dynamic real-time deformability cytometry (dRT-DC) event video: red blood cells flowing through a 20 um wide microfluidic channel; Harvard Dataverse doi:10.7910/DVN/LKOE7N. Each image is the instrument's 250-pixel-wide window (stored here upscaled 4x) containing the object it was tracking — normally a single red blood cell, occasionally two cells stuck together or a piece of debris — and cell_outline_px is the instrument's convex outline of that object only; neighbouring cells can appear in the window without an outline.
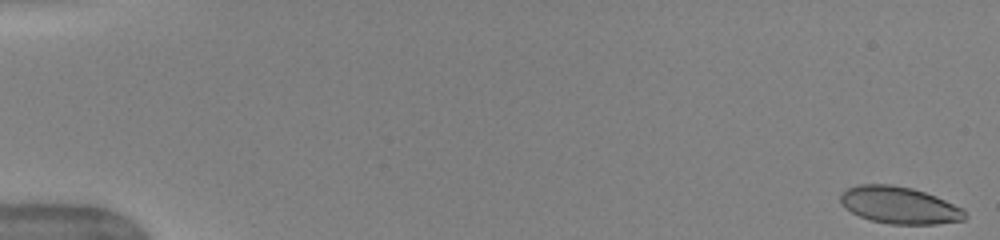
{"species": "human", "species_latin": "Homo sapiens", "temperature_condition": "warm", "stored_images_in_passage": 51, "camera_frame_rate_fps": 3000, "um_per_image_px": 0.085, "donor": {"sex": "female"}, "frame": {"image": 1, "passage_image": 1, "time_ms": 0.0, "image_size_px": [1000, 240], "cell_outline_px": [[968, 216], [964, 220], [936, 224], [888, 224], [872, 220], [860, 216], [852, 212], [840, 200], [840, 192], [856, 184], [892, 184], [912, 188], [936, 196], [964, 208]], "centroid_in_image_um": [76.48, 17.43], "position_along_channel_um": 8.5, "area_um2": 26.93}}
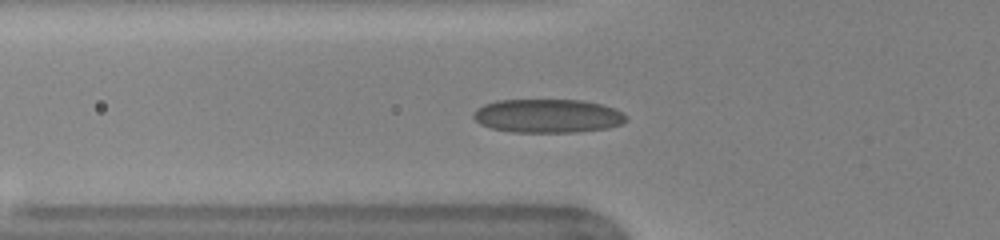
{"frame": {"image": 2, "passage_image": 19, "time_ms": 6.0, "image_size_px": [1000, 240], "cell_outline_px": [[628, 120], [620, 124], [608, 128], [576, 132], [512, 132], [492, 128], [480, 124], [472, 116], [472, 112], [476, 108], [484, 104], [496, 100], [580, 100], [600, 104], [616, 108], [628, 116]], "centroid_in_image_um": [46.55, 9.85], "position_along_channel_um": 79.2, "area_um2": 30.17}}
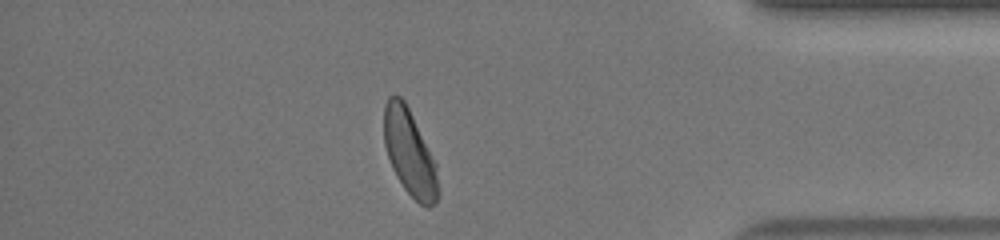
{"frame": {"image": 3, "passage_image": 45, "time_ms": 14.667, "image_size_px": [1000, 240], "cell_outline_px": [[436, 200], [428, 208], [420, 204], [404, 188], [396, 176], [392, 168], [384, 144], [384, 104], [388, 96], [400, 96], [404, 100], [436, 164]], "centroid_in_image_um": [34.76, 12.94], "position_along_channel_um": 400.4, "area_um2": 26.3}, "authors_computed_cell_mechanics": {"area_um2": 27.9752, "velocity_mm_per_s": 3.997, "shape_relaxation_time_tau1_ms": 4.4339, "shape_relaxation_time_tau2_ms": 0.6572, "deformation_change_tau1": 0.1642, "deformation_change_tau2": 0.0717}}